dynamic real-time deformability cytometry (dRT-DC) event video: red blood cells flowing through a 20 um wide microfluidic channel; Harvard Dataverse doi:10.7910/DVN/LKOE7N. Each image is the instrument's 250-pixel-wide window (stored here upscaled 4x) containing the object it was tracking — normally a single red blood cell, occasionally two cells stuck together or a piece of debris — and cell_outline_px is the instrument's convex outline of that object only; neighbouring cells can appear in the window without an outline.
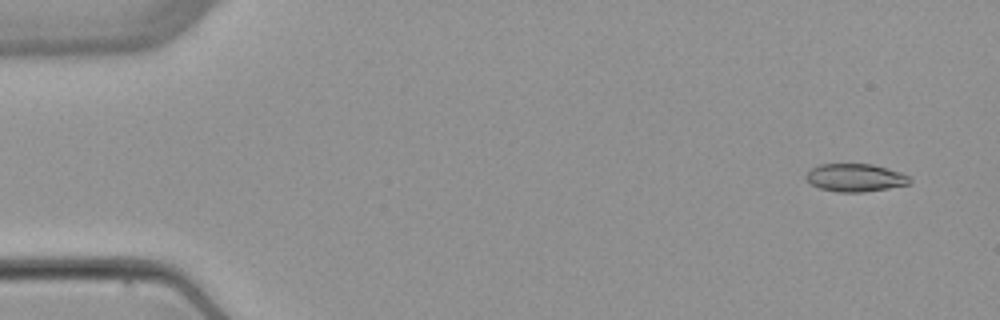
{"species": "common noctule bat (a hibernating species)", "species_latin": "Nyctalus noctula", "temperature_condition": "warm", "stored_images_in_passage": 6, "camera_frame_rate_fps": 3000, "um_per_image_px": 0.085, "animal": {"sex": "female", "body_mass_g": 22.7, "forearm_length_mm": 54.2}, "frame": {"image": 1, "passage_image": 1, "time_ms": 0.0, "image_size_px": [1000, 320], "cell_outline_px": [[912, 180], [908, 184], [888, 188], [864, 192], [836, 192], [820, 188], [812, 184], [804, 176], [812, 168], [820, 164], [872, 164], [888, 168], [912, 176]], "centroid_in_image_um": [72.73, 15.1], "position_along_channel_um": 12.3, "area_um2": 16.88}}
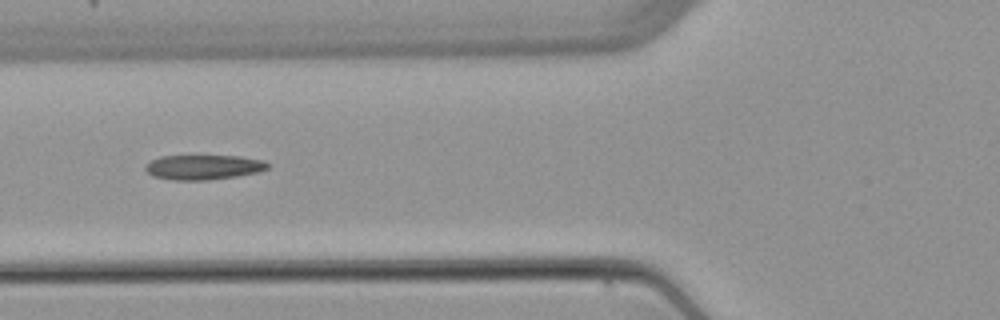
{"frame": {"image": 2, "passage_image": 5, "time_ms": 5.667, "image_size_px": [1000, 320], "cell_outline_px": [[272, 164], [268, 168], [260, 172], [236, 176], [208, 180], [172, 180], [152, 176], [144, 168], [144, 164], [160, 156], [240, 156], [264, 160]], "centroid_in_image_um": [17.32, 14.21], "position_along_channel_um": 108.5, "area_um2": 17.86}}
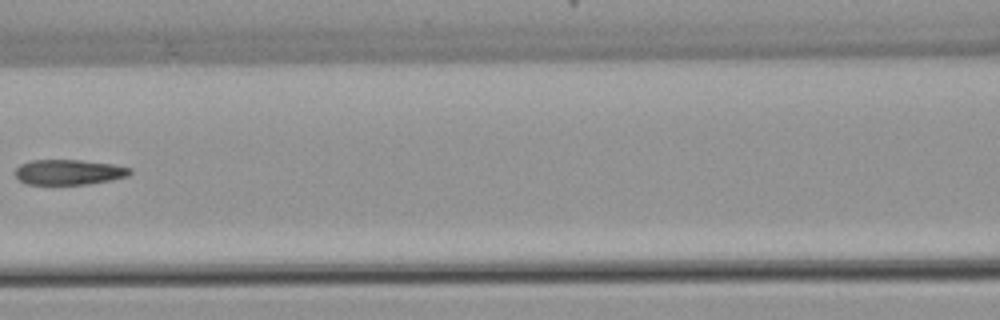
{"frame": {"image": 3, "passage_image": 6, "time_ms": 7.0, "image_size_px": [1000, 320], "cell_outline_px": [[132, 172], [128, 176], [112, 180], [88, 184], [24, 184], [16, 176], [16, 168], [20, 164], [32, 160], [80, 160], [112, 164], [132, 168]], "centroid_in_image_um": [5.87, 14.63], "position_along_channel_um": 160.7, "area_um2": 16.88}}